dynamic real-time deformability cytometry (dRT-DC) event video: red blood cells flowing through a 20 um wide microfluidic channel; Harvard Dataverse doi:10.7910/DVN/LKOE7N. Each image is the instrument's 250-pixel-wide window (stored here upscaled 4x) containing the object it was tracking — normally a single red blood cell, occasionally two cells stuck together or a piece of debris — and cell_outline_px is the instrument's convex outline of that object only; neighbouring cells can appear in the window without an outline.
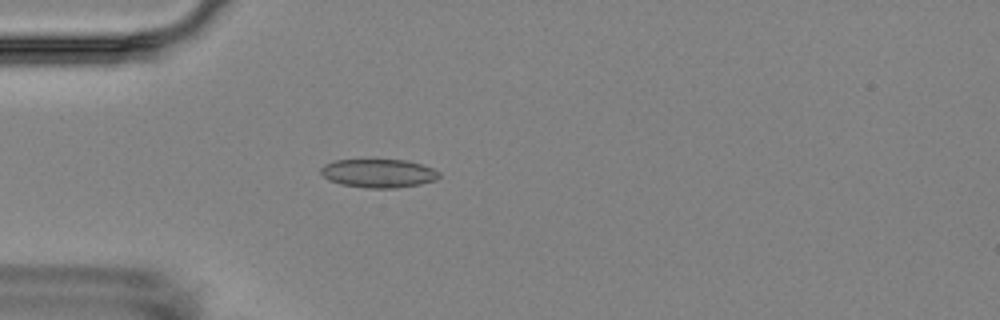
{"species": "Egyptian fruit bat (a non-hibernating species)", "species_latin": "Rousettus aegyptiacus", "temperature_condition": "room temperature", "stored_images_in_passage": 4, "camera_frame_rate_fps": 3000, "um_per_image_px": 0.085, "animal": {"sex": "female"}, "frame": {"image": 1, "passage_image": 4, "time_ms": 3.667, "image_size_px": [1000, 320], "cell_outline_px": [[440, 176], [436, 180], [420, 184], [396, 188], [368, 188], [340, 184], [328, 180], [320, 172], [320, 168], [324, 164], [336, 160], [404, 160], [420, 164], [432, 168], [440, 172]], "centroid_in_image_um": [32.16, 14.73], "position_along_channel_um": 52.8, "area_um2": 19.65}}